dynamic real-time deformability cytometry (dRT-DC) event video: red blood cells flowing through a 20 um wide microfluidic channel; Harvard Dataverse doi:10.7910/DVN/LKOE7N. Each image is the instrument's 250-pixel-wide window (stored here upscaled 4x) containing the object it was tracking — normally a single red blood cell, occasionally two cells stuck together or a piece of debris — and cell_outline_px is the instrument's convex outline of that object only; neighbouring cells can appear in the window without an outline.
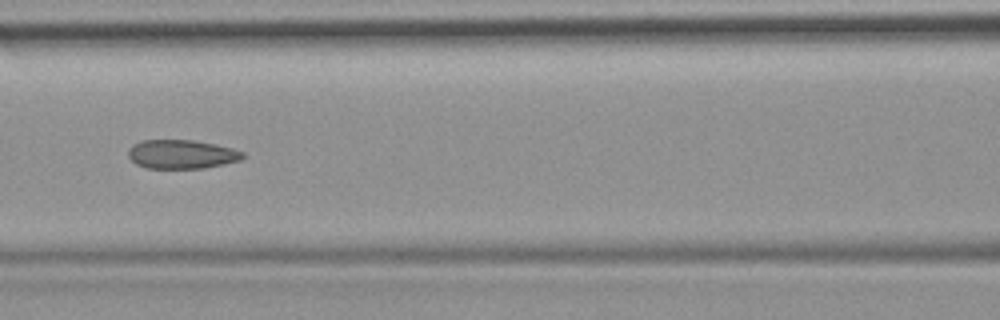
{"species": "common noctule bat (a hibernating species)", "species_latin": "Nyctalus noctula", "temperature_condition": "room temperature", "stored_images_in_passage": 49, "camera_frame_rate_fps": 3000, "um_per_image_px": 0.085, "animal": {"sex": "female", "body_mass_g": 19.9}, "frame": {"image": 1, "passage_image": 22, "time_ms": 7.0, "image_size_px": [1000, 320], "cell_outline_px": [[244, 156], [240, 160], [224, 164], [204, 168], [148, 168], [136, 164], [128, 156], [128, 148], [132, 144], [140, 140], [192, 140], [216, 144], [232, 148], [244, 152]], "centroid_in_image_um": [15.42, 13.1], "position_along_channel_um": 151.2, "area_um2": 19.36}}